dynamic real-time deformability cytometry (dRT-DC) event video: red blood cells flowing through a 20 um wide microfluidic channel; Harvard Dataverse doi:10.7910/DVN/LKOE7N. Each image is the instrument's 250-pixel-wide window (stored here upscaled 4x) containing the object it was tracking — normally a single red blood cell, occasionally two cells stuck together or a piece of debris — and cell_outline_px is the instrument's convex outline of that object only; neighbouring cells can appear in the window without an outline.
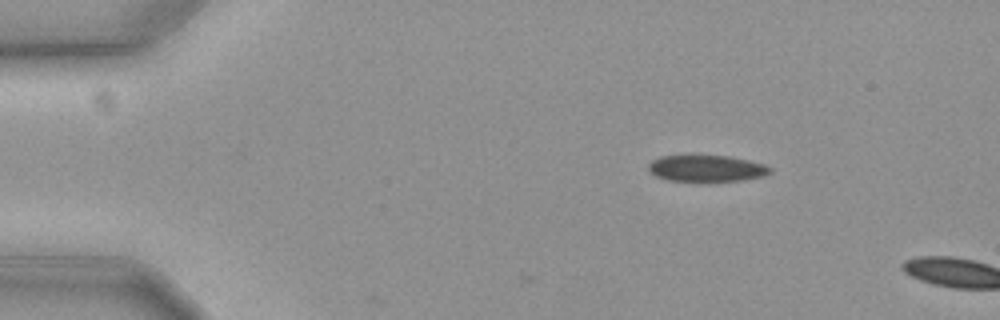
{"species": "common noctule bat (a hibernating species)", "species_latin": "Nyctalus noctula", "temperature_condition": "cold", "stored_images_in_passage": 4, "camera_frame_rate_fps": 3000, "um_per_image_px": 0.085, "animal": {"sex": "female", "body_mass_g": 19.3, "forearm_length_mm": 54.1}, "frame": {"image": 1, "passage_image": 1, "time_ms": 0.0, "image_size_px": [1000, 320], "cell_outline_px": [[772, 172], [760, 176], [740, 180], [708, 184], [696, 184], [668, 180], [656, 176], [648, 172], [648, 164], [652, 160], [660, 156], [688, 152], [696, 152], [728, 156], [748, 160], [764, 164], [772, 168]], "centroid_in_image_um": [59.95, 14.3], "position_along_channel_um": 25.1, "area_um2": 20.63}}